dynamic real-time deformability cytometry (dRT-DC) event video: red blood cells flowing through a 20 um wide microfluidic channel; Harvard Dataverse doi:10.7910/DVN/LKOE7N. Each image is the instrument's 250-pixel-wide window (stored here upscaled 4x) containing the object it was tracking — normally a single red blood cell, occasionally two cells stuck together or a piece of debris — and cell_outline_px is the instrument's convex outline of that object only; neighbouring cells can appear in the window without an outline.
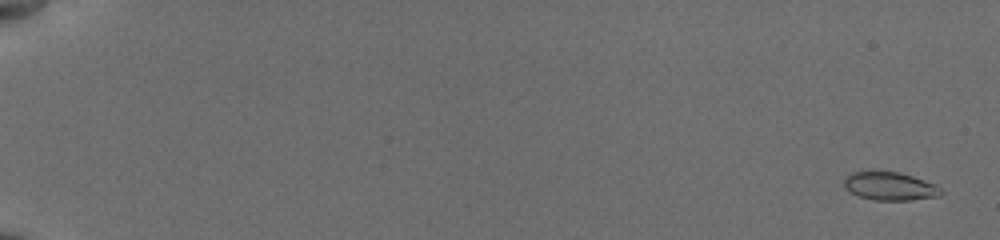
{"species": "common noctule bat (a hibernating species)", "species_latin": "Nyctalus noctula", "temperature_condition": "cold", "stored_images_in_passage": 58, "camera_frame_rate_fps": 3000, "um_per_image_px": 0.085, "animal": {"sex": "female", "body_mass_g": 19.5, "forearm_length_mm": 54.1}, "frame": {"image": 1, "passage_image": 3, "time_ms": 0.667, "image_size_px": [1000, 240], "cell_outline_px": [[944, 192], [940, 196], [912, 200], [876, 200], [860, 196], [844, 188], [844, 176], [848, 172], [900, 172], [936, 184]], "centroid_in_image_um": [75.65, 15.83], "position_along_channel_um": 9.3, "area_um2": 15.95}}
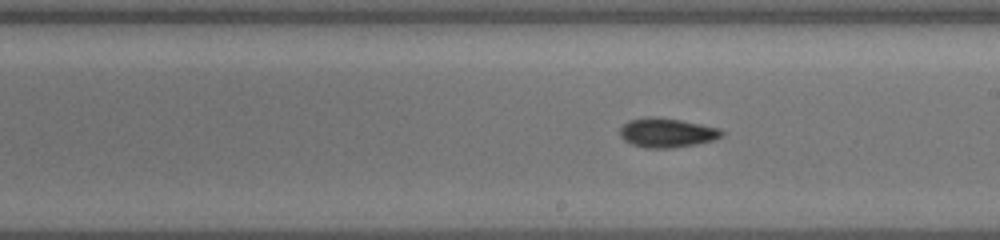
{"frame": {"image": 2, "passage_image": 36, "time_ms": 11.667, "image_size_px": [1000, 240], "cell_outline_px": [[724, 136], [712, 140], [696, 144], [668, 148], [644, 148], [632, 144], [624, 140], [620, 136], [620, 128], [628, 120], [644, 116], [652, 116], [680, 120], [720, 128], [724, 132]], "centroid_in_image_um": [56.66, 11.27], "position_along_channel_um": 232.3, "area_um2": 17.46}}
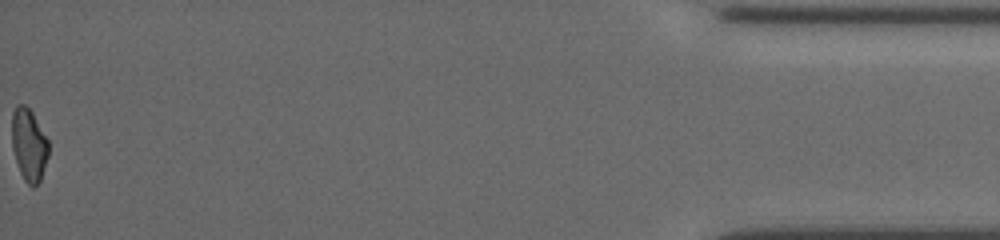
{"frame": {"image": 3, "passage_image": 58, "time_ms": 19.0, "image_size_px": [1000, 240], "cell_outline_px": [[48, 156], [40, 180], [32, 188], [24, 180], [20, 172], [12, 148], [12, 112], [16, 104], [24, 104], [32, 112], [48, 140]], "centroid_in_image_um": [2.44, 12.29], "position_along_channel_um": 432.8, "area_um2": 15.37}, "authors_computed_cell_mechanics": {"area_um2": 16.2707, "velocity_mm_per_s": 3.8337, "shape_relaxation_time_tau1_ms": 6.8957, "shape_relaxation_time_tau2_ms": 10.1519, "deformation_change_tau1": 0.1784, "deformation_change_tau2": 0.1568}}